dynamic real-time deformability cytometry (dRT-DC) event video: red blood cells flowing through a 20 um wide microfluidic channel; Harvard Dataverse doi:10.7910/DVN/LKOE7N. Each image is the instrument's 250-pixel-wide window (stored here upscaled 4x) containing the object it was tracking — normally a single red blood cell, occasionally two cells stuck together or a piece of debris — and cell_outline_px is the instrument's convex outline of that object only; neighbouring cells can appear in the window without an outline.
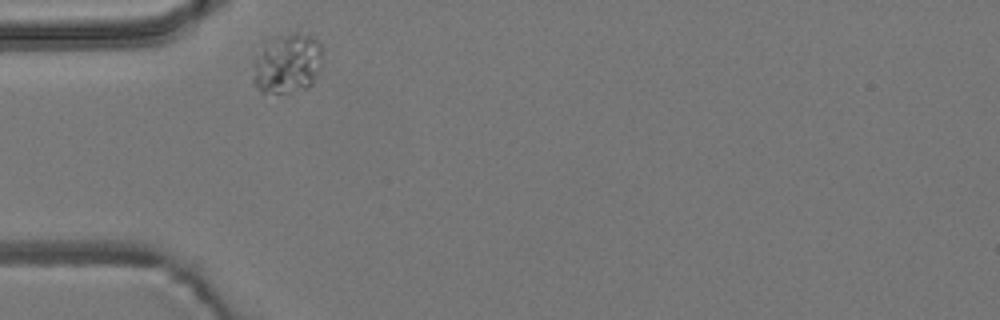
{"species": "common noctule bat (a hibernating species)", "species_latin": "Nyctalus noctula", "temperature_condition": "room temperature", "stored_images_in_passage": 41, "camera_frame_rate_fps": 3000, "um_per_image_px": 0.085, "animal": {"sex": "male", "body_mass_g": 19.2, "forearm_length_mm": 51.8}, "frame": {"image": 1, "passage_image": 1, "time_ms": 0.0, "image_size_px": [1000, 320], "cell_outline_px": [[324, 52], [320, 68], [312, 84], [308, 88], [288, 92], [260, 92], [252, 80], [252, 64], [256, 56], [264, 48], [284, 36], [296, 32], [308, 32], [316, 36], [324, 48]], "centroid_in_image_um": [24.51, 5.41], "position_along_channel_um": 60.5, "area_um2": 24.28}}
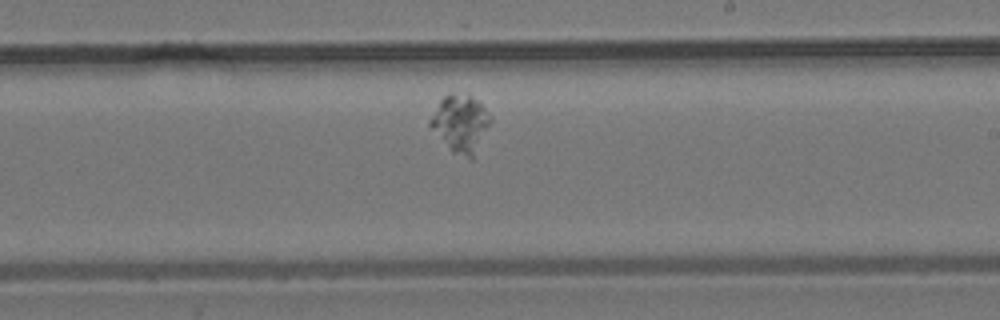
{"frame": {"image": 2, "passage_image": 18, "time_ms": 5.667, "image_size_px": [1000, 320], "cell_outline_px": [[492, 120], [472, 160], [452, 152], [428, 124], [428, 120], [440, 100], [444, 96], [472, 96], [492, 116]], "centroid_in_image_um": [39.15, 10.54], "position_along_channel_um": 249.9, "area_um2": 19.59}}
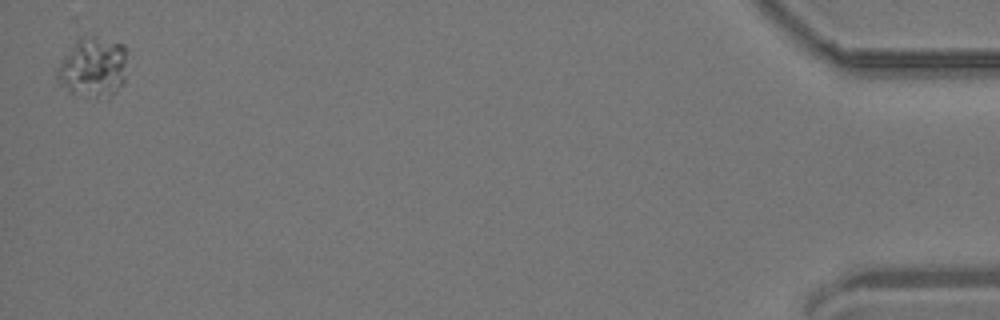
{"frame": {"image": 3, "passage_image": 41, "time_ms": 13.333, "image_size_px": [1000, 320], "cell_outline_px": [[124, 84], [108, 100], [76, 96], [68, 92], [60, 84], [56, 76], [56, 68], [76, 40], [96, 40], [124, 44]], "centroid_in_image_um": [7.88, 5.88], "position_along_channel_um": 427.3, "area_um2": 24.04}}